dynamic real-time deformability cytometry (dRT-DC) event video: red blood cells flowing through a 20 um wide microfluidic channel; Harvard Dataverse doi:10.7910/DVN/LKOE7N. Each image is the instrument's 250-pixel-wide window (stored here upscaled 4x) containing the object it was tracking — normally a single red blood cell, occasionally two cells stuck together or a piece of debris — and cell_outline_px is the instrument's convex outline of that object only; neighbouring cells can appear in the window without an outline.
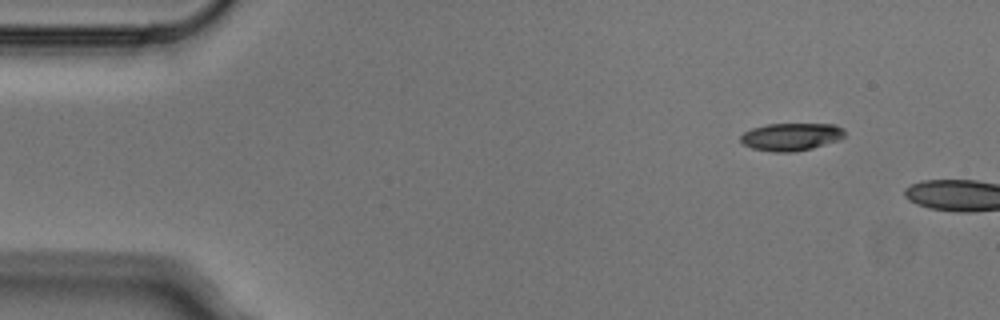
{"species": "Egyptian fruit bat (a non-hibernating species)", "species_latin": "Rousettus aegyptiacus", "temperature_condition": "cold", "stored_images_in_passage": 3, "camera_frame_rate_fps": 3000, "um_per_image_px": 0.085, "animal": {"sex": "male"}, "frame": {"image": 1, "passage_image": 1, "time_ms": 0.0, "image_size_px": [1000, 320], "cell_outline_px": [[844, 136], [840, 140], [812, 148], [796, 152], [772, 152], [752, 148], [744, 144], [740, 140], [740, 136], [744, 132], [752, 128], [768, 124], [836, 124], [844, 128]], "centroid_in_image_um": [67.27, 11.63], "position_along_channel_um": 17.7, "area_um2": 16.88}}